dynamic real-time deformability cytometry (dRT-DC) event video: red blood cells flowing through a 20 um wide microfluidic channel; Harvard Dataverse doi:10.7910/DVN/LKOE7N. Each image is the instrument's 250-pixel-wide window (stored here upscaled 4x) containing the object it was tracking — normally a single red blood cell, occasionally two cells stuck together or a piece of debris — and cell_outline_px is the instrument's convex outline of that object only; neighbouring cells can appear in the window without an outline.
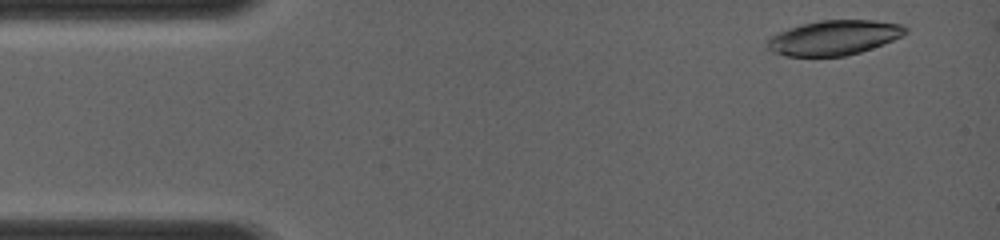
{"species": "common noctule bat (a hibernating species)", "species_latin": "Nyctalus noctula", "temperature_condition": "room temperature", "stored_images_in_passage": 8, "camera_frame_rate_fps": 4000, "um_per_image_px": 0.085, "animal": {"sex": "female", "body_mass_g": 19.0, "forearm_length_mm": 56.7}, "frame": {"image": 1, "passage_image": 2, "time_ms": 0.25, "image_size_px": [1000, 240], "cell_outline_px": [[908, 32], [892, 40], [872, 48], [860, 52], [844, 56], [784, 56], [772, 52], [764, 48], [764, 44], [776, 32], [800, 24], [820, 20], [876, 20], [904, 24], [908, 28]], "centroid_in_image_um": [70.85, 3.2], "position_along_channel_um": 14.2, "area_um2": 28.32}}